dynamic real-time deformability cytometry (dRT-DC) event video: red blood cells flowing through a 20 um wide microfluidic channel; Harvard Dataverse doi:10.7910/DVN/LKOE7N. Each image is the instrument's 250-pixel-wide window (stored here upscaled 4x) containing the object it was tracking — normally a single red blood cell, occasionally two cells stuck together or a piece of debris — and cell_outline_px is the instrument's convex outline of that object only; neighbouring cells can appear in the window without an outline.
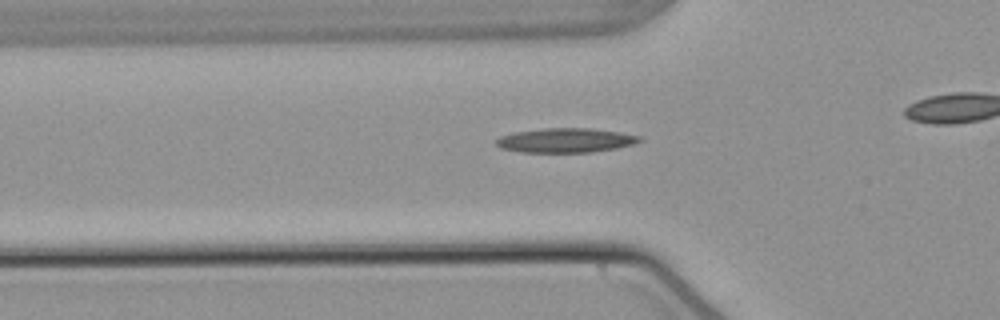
{"species": "common noctule bat (a hibernating species)", "species_latin": "Nyctalus noctula", "temperature_condition": "warm", "stored_images_in_passage": 33, "camera_frame_rate_fps": 3000, "um_per_image_px": 0.085, "animal": {"sex": "male", "body_mass_g": 21.5, "forearm_length_mm": 52.0}, "frame": {"image": 1, "passage_image": 8, "time_ms": 2.333, "image_size_px": [1000, 320], "cell_outline_px": [[644, 140], [636, 144], [616, 148], [592, 152], [520, 152], [500, 148], [496, 144], [496, 140], [500, 136], [512, 132], [544, 128], [592, 128], [640, 136]], "centroid_in_image_um": [48.07, 11.93], "position_along_channel_um": 77.7, "area_um2": 20.46}}
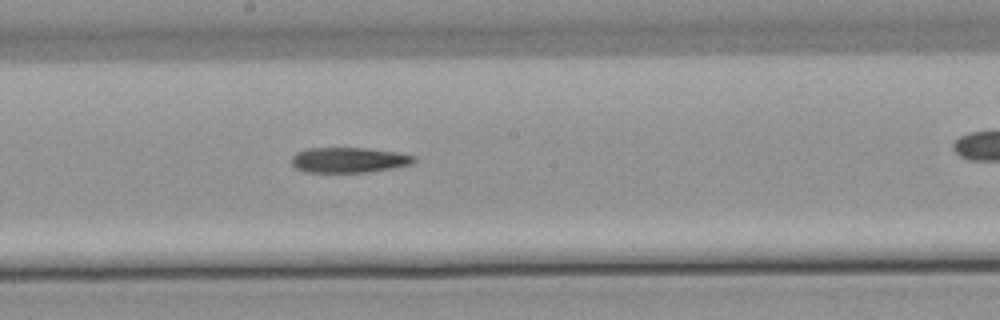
{"frame": {"image": 2, "passage_image": 19, "time_ms": 6.0, "image_size_px": [1000, 320], "cell_outline_px": [[416, 160], [412, 164], [372, 172], [304, 172], [296, 168], [292, 164], [292, 156], [296, 152], [308, 148], [368, 148], [396, 152], [416, 156]], "centroid_in_image_um": [29.66, 13.6], "position_along_channel_um": 218.5, "area_um2": 18.15}}
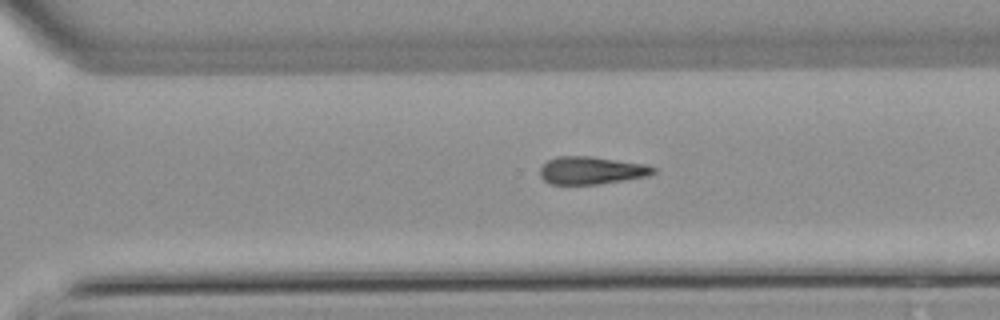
{"frame": {"image": 3, "passage_image": 27, "time_ms": 8.667, "image_size_px": [1000, 320], "cell_outline_px": [[656, 172], [648, 176], [600, 184], [548, 184], [540, 176], [540, 168], [548, 160], [556, 156], [592, 156], [644, 164], [656, 168]], "centroid_in_image_um": [50.26, 14.48], "position_along_channel_um": 320.3, "area_um2": 18.32}}